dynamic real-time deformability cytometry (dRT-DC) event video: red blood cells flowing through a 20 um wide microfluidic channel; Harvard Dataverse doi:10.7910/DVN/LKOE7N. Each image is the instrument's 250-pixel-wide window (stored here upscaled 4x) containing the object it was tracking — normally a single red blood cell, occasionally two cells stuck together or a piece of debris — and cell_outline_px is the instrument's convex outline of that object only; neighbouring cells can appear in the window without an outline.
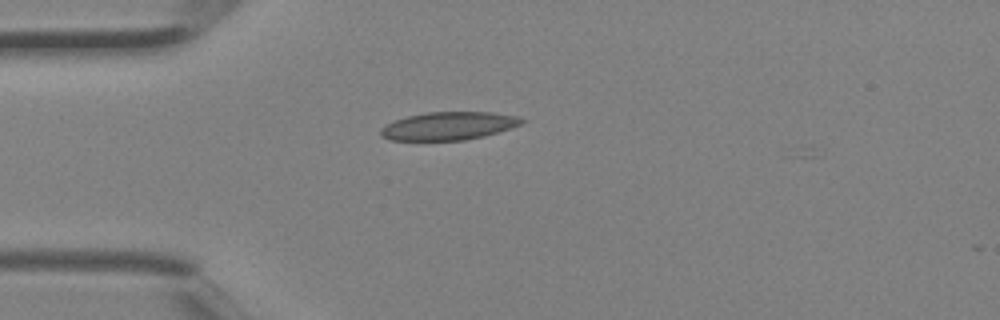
{"species": "Egyptian fruit bat (a non-hibernating species)", "species_latin": "Rousettus aegyptiacus", "temperature_condition": "room temperature", "stored_images_in_passage": 1, "camera_frame_rate_fps": 3000, "um_per_image_px": 0.085, "animal": {"sex": "female"}, "frame": {"image": 1, "passage_image": 1, "time_ms": 0.0, "image_size_px": [1000, 320], "cell_outline_px": [[524, 120], [520, 124], [484, 136], [464, 140], [388, 140], [380, 136], [380, 128], [396, 120], [408, 116], [428, 112], [492, 112], [520, 116]], "centroid_in_image_um": [38.11, 10.7], "position_along_channel_um": 46.9, "area_um2": 22.83}}